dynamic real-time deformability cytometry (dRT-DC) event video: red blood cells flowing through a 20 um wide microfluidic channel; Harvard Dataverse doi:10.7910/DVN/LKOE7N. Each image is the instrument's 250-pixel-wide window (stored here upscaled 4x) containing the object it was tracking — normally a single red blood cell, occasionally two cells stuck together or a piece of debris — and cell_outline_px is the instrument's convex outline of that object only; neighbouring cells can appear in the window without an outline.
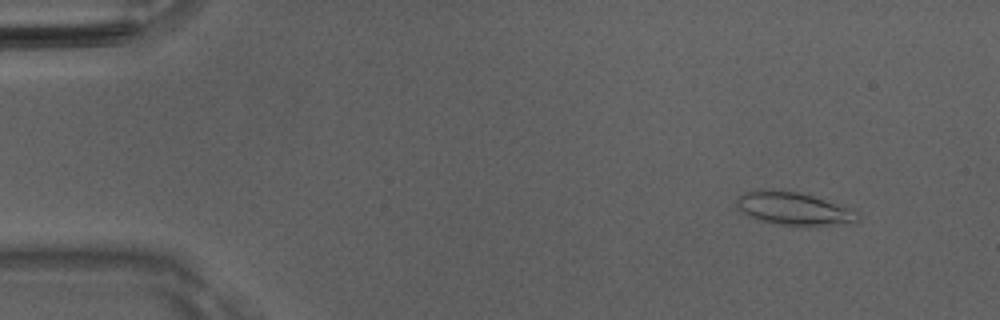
{"species": "Egyptian fruit bat (a non-hibernating species)", "species_latin": "Rousettus aegyptiacus", "temperature_condition": "room temperature", "stored_images_in_passage": 50, "camera_frame_rate_fps": 3000, "um_per_image_px": 0.085, "animal": {"sex": "male"}, "frame": {"image": 1, "passage_image": 5, "time_ms": 1.333, "image_size_px": [1000, 320], "cell_outline_px": [[860, 220], [824, 224], [780, 224], [764, 220], [752, 216], [744, 212], [736, 204], [736, 196], [744, 192], [796, 192], [812, 196], [860, 212]], "centroid_in_image_um": [67.47, 17.73], "position_along_channel_um": 17.5, "area_um2": 21.39}}
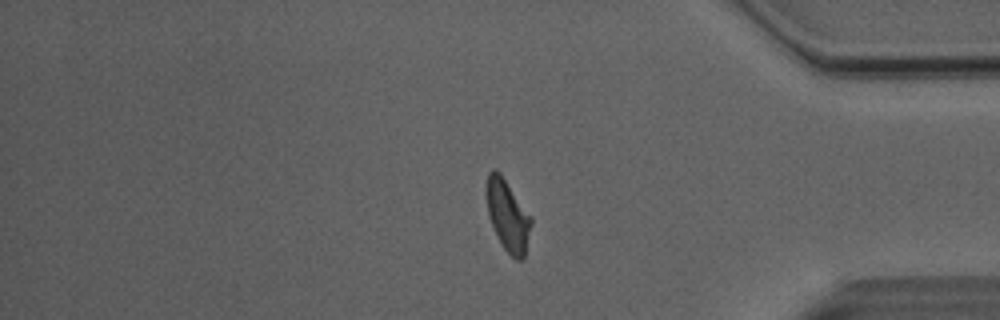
{"frame": {"image": 2, "passage_image": 42, "time_ms": 13.667, "image_size_px": [1000, 320], "cell_outline_px": [[532, 224], [524, 260], [516, 260], [504, 248], [488, 216], [488, 172], [492, 168], [496, 168], [500, 172], [532, 216]], "centroid_in_image_um": [43.21, 18.32], "position_along_channel_um": 392.0, "area_um2": 18.32}}
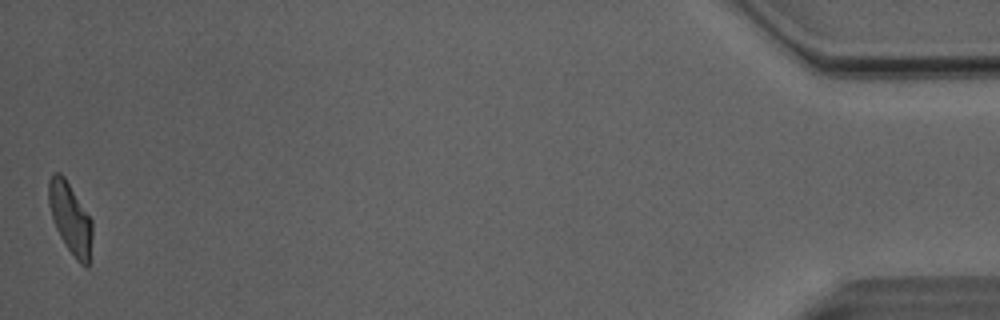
{"frame": {"image": 3, "passage_image": 50, "time_ms": 16.333, "image_size_px": [1000, 320], "cell_outline_px": [[92, 236], [88, 268], [84, 268], [76, 260], [64, 244], [56, 228], [48, 204], [48, 180], [52, 172], [60, 172], [64, 176], [92, 220]], "centroid_in_image_um": [5.97, 18.56], "position_along_channel_um": 429.2, "area_um2": 18.15}, "authors_computed_cell_mechanics": {"area_um2": 19.1029, "velocity_mm_per_s": 4.0877, "shape_relaxation_time_tau1_ms": 7.6983, "shape_relaxation_time_tau2_ms": 1.9808, "deformation_change_tau1": 0.2246, "deformation_change_tau2": 0.1035}}